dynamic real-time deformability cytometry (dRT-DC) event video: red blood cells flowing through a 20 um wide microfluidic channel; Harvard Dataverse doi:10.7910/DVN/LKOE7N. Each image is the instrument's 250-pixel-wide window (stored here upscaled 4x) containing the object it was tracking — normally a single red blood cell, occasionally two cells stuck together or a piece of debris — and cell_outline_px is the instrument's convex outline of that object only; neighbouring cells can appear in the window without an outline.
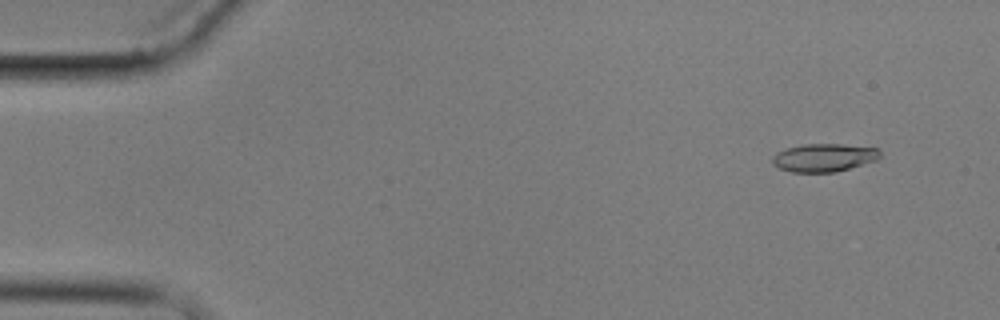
{"species": "common noctule bat (a hibernating species)", "species_latin": "Nyctalus noctula", "temperature_condition": "cold", "stored_images_in_passage": 5, "camera_frame_rate_fps": 3000, "um_per_image_px": 0.085, "animal": {"sex": "male", "body_mass_g": 17.9}, "frame": {"image": 1, "passage_image": 1, "time_ms": 0.0, "image_size_px": [1000, 320], "cell_outline_px": [[880, 156], [876, 160], [836, 172], [792, 172], [780, 168], [772, 164], [772, 156], [776, 152], [800, 144], [840, 144], [880, 148]], "centroid_in_image_um": [70.02, 13.39], "position_along_channel_um": 15.0, "area_um2": 17.63}}
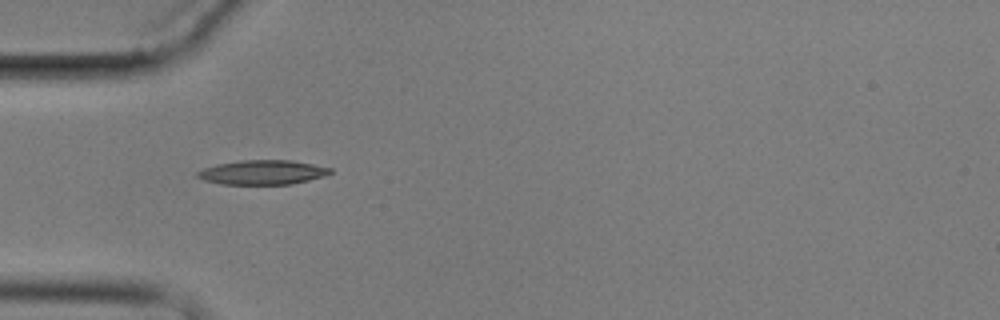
{"frame": {"image": 2, "passage_image": 4, "time_ms": 4.333, "image_size_px": [1000, 320], "cell_outline_px": [[332, 172], [324, 176], [292, 184], [220, 184], [204, 180], [196, 176], [196, 172], [204, 168], [216, 164], [240, 160], [292, 160], [332, 168]], "centroid_in_image_um": [22.3, 14.64], "position_along_channel_um": 62.7, "area_um2": 18.9}}
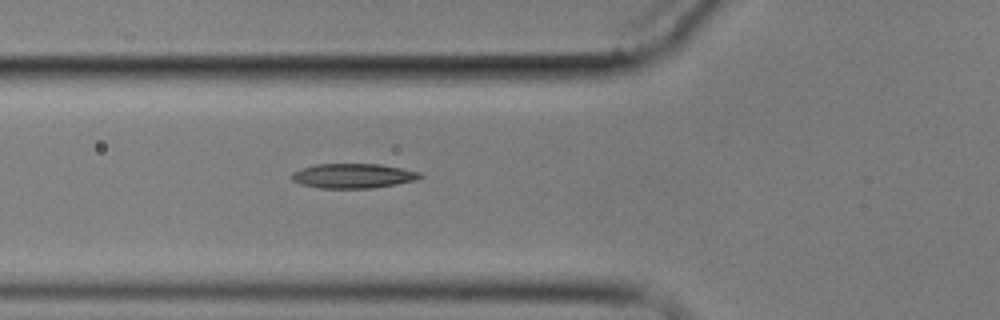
{"frame": {"image": 3, "passage_image": 5, "time_ms": 5.333, "image_size_px": [1000, 320], "cell_outline_px": [[424, 176], [416, 180], [396, 184], [372, 188], [320, 188], [300, 184], [292, 180], [292, 172], [300, 168], [316, 164], [380, 164], [420, 172]], "centroid_in_image_um": [30.0, 14.95], "position_along_channel_um": 95.8, "area_um2": 18.44}}